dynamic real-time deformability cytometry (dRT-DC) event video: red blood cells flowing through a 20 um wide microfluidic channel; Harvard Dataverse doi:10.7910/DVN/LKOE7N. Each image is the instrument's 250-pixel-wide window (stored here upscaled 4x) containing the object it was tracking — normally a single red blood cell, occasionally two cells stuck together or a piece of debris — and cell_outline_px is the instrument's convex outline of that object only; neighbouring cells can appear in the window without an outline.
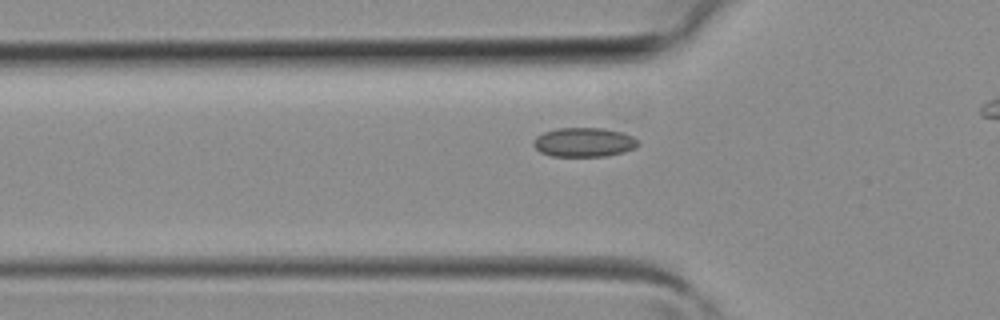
{"species": "common noctule bat (a hibernating species)", "species_latin": "Nyctalus noctula", "temperature_condition": "room temperature", "stored_images_in_passage": 31, "camera_frame_rate_fps": 3000, "um_per_image_px": 0.085, "animal": {"sex": "female", "body_mass_g": 19.3, "forearm_length_mm": 54.1}, "frame": {"image": 1, "passage_image": 11, "time_ms": 3.333, "image_size_px": [1000, 320], "cell_outline_px": [[640, 144], [636, 148], [624, 152], [604, 156], [552, 156], [540, 152], [532, 144], [532, 140], [536, 136], [544, 132], [556, 128], [604, 128], [620, 132], [632, 136], [640, 140]], "centroid_in_image_um": [49.64, 12.09], "position_along_channel_um": 76.2, "area_um2": 17.98}}
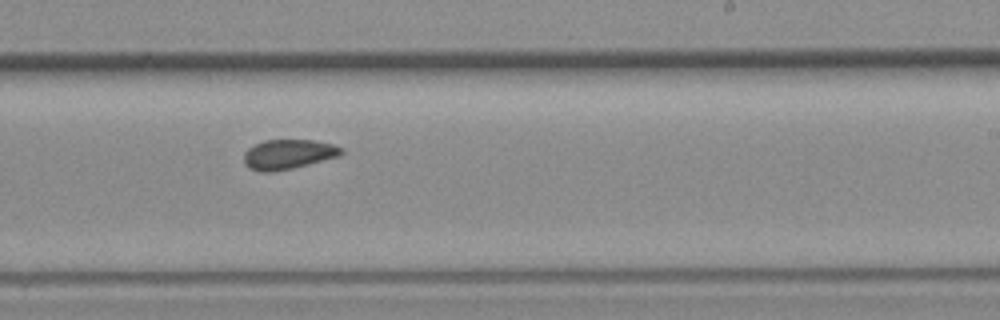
{"frame": {"image": 2, "passage_image": 22, "time_ms": 7.0, "image_size_px": [1000, 320], "cell_outline_px": [[344, 152], [340, 156], [292, 168], [272, 172], [260, 172], [248, 168], [244, 164], [244, 152], [252, 144], [264, 140], [312, 140], [332, 144], [344, 148]], "centroid_in_image_um": [24.47, 13.11], "position_along_channel_um": 264.5, "area_um2": 17.05}}
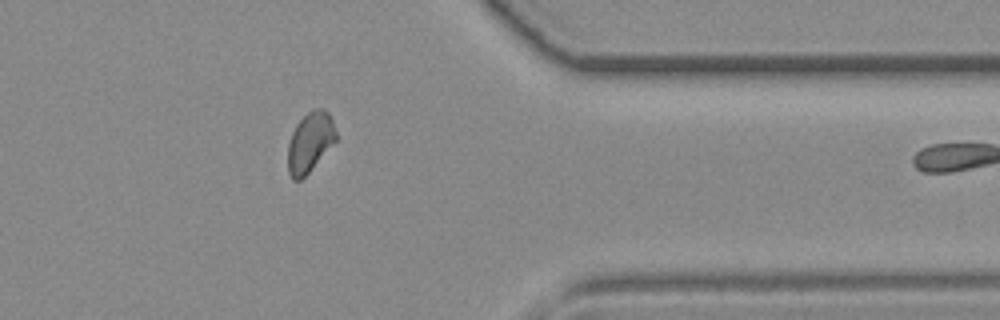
{"frame": {"image": 3, "passage_image": 30, "time_ms": 9.667, "image_size_px": [1000, 320], "cell_outline_px": [[336, 140], [308, 172], [300, 180], [292, 180], [288, 172], [288, 144], [292, 132], [296, 124], [312, 108], [320, 108], [328, 112], [332, 120], [336, 132]], "centroid_in_image_um": [26.33, 12.07], "position_along_channel_um": 385.1, "area_um2": 16.53}}